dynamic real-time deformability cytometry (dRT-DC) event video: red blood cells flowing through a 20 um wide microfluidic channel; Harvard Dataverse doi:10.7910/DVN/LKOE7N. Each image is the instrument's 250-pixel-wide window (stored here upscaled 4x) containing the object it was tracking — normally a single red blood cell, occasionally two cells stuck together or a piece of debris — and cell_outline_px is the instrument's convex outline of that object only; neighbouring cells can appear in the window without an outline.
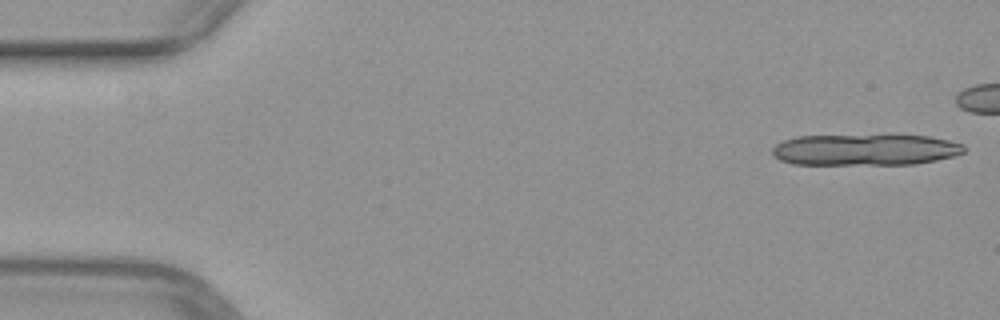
{"species": "common noctule bat (a hibernating species)", "species_latin": "Nyctalus noctula", "temperature_condition": "warm", "stored_images_in_passage": 9, "camera_frame_rate_fps": 3000, "um_per_image_px": 0.085, "animal": {"sex": "female", "body_mass_g": 29.2, "forearm_length_mm": 56.3}, "frame": {"image": 1, "passage_image": 1, "time_ms": 0.0, "image_size_px": [1000, 320], "cell_outline_px": [[964, 152], [952, 156], [936, 160], [916, 164], [792, 164], [780, 160], [772, 156], [772, 148], [776, 144], [784, 140], [796, 136], [928, 136], [948, 140], [964, 144]], "centroid_in_image_um": [73.5, 12.74], "position_along_channel_um": 11.5, "area_um2": 34.68}}